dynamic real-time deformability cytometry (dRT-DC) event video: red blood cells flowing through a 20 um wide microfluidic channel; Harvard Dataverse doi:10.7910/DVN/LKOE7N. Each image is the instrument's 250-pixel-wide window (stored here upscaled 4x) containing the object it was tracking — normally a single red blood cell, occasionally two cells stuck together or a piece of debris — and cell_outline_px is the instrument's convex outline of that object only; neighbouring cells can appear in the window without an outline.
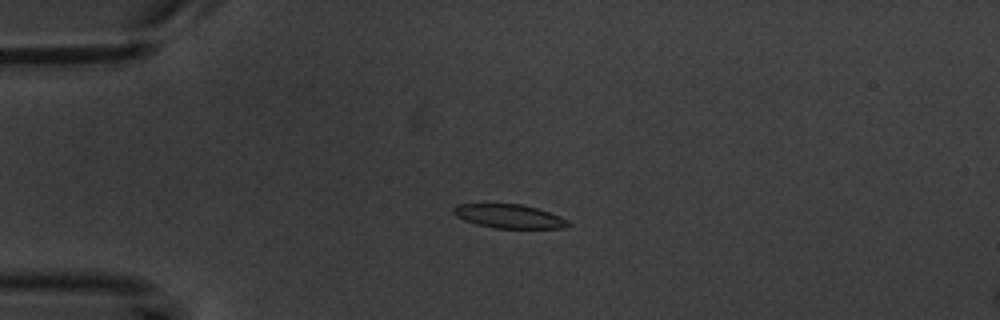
{"species": "common noctule bat (a hibernating species)", "species_latin": "Nyctalus noctula", "temperature_condition": "warm", "stored_images_in_passage": 6, "camera_frame_rate_fps": 3000, "um_per_image_px": 0.085, "animal": {"sex": "male", "body_mass_g": 20.1, "forearm_length_mm": 53.5}, "frame": {"image": 1, "passage_image": 4, "time_ms": 3.333, "image_size_px": [1000, 320], "cell_outline_px": [[572, 224], [564, 228], [492, 228], [476, 224], [464, 220], [456, 216], [452, 212], [452, 208], [456, 204], [520, 204], [536, 208], [560, 216], [568, 220]], "centroid_in_image_um": [43.26, 18.39], "position_along_channel_um": 41.7, "area_um2": 15.95}}